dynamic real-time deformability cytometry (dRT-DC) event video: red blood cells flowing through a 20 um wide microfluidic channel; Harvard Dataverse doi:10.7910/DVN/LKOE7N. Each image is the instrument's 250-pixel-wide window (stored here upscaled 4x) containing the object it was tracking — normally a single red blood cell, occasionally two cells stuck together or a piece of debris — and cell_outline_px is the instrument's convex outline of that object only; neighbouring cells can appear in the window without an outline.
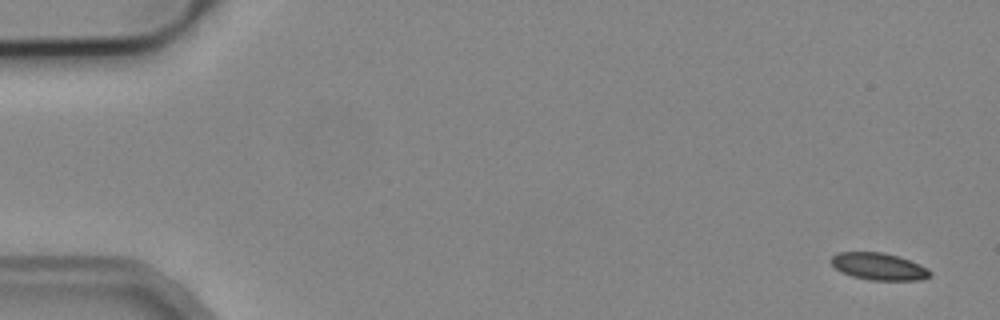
{"species": "common noctule bat (a hibernating species)", "species_latin": "Nyctalus noctula", "temperature_condition": "cold", "stored_images_in_passage": 4, "camera_frame_rate_fps": 3000, "um_per_image_px": 0.085, "animal": {"sex": "male", "body_mass_g": 19.2, "forearm_length_mm": 51.8}, "frame": {"image": 1, "passage_image": 1, "time_ms": 0.0, "image_size_px": [1000, 320], "cell_outline_px": [[932, 276], [920, 280], [868, 280], [852, 276], [836, 268], [832, 264], [832, 256], [836, 252], [884, 252], [900, 256], [920, 264], [928, 268], [932, 272]], "centroid_in_image_um": [74.75, 22.64], "position_along_channel_um": 10.2, "area_um2": 15.72}}
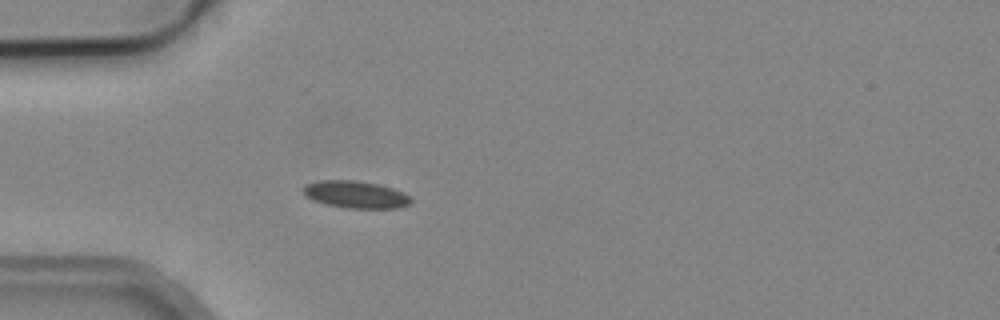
{"frame": {"image": 2, "passage_image": 4, "time_ms": 4.667, "image_size_px": [1000, 320], "cell_outline_px": [[412, 200], [408, 204], [400, 208], [344, 208], [324, 204], [312, 200], [304, 196], [304, 188], [308, 184], [320, 180], [352, 180], [380, 184], [404, 192]], "centroid_in_image_um": [30.23, 16.54], "position_along_channel_um": 54.8, "area_um2": 17.11}}